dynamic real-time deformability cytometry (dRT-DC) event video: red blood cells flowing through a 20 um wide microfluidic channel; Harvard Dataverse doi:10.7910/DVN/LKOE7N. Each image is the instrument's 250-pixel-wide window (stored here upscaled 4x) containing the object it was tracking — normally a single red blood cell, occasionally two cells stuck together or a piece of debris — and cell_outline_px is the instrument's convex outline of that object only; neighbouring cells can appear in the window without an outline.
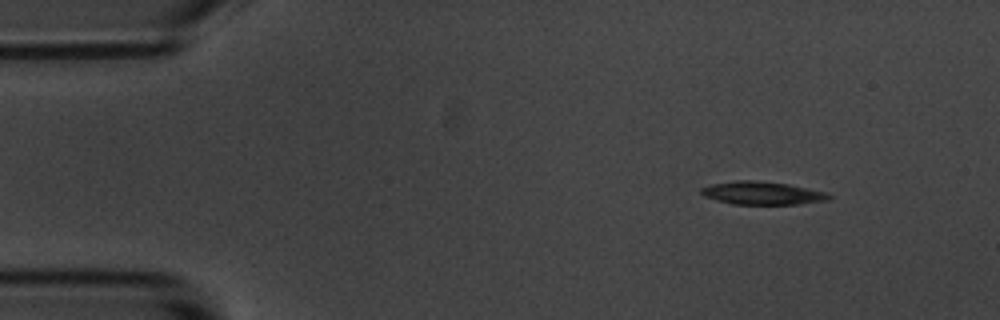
{"species": "common noctule bat (a hibernating species)", "species_latin": "Nyctalus noctula", "temperature_condition": "room temperature", "stored_images_in_passage": 4, "camera_frame_rate_fps": 3000, "um_per_image_px": 0.085, "animal": {"sex": "male", "body_mass_g": 20.1, "forearm_length_mm": 53.5}, "frame": {"image": 1, "passage_image": 1, "time_ms": 0.0, "image_size_px": [1000, 320], "cell_outline_px": [[832, 196], [828, 200], [800, 204], [732, 204], [716, 200], [704, 196], [700, 192], [700, 188], [712, 184], [736, 180], [752, 180], [788, 184], [824, 192]], "centroid_in_image_um": [64.75, 16.41], "position_along_channel_um": 20.2, "area_um2": 16.99}}
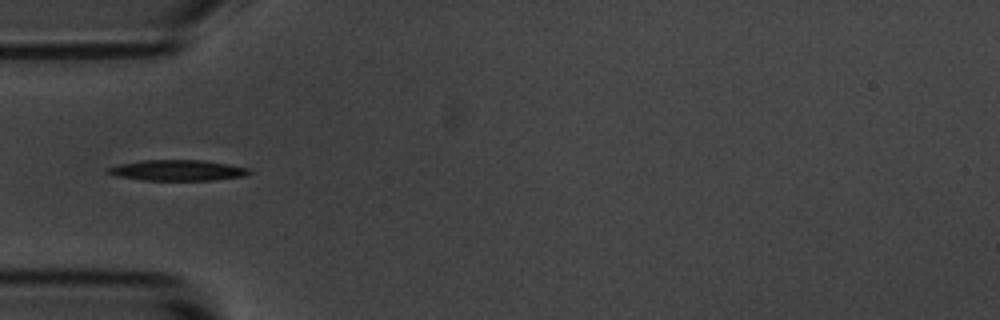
{"frame": {"image": 2, "passage_image": 4, "time_ms": 3.667, "image_size_px": [1000, 320], "cell_outline_px": [[252, 172], [244, 176], [212, 180], [144, 180], [116, 176], [104, 172], [104, 168], [120, 164], [140, 160], [204, 160], [228, 164], [248, 168]], "centroid_in_image_um": [15.03, 14.47], "position_along_channel_um": 70.0, "area_um2": 17.17}}